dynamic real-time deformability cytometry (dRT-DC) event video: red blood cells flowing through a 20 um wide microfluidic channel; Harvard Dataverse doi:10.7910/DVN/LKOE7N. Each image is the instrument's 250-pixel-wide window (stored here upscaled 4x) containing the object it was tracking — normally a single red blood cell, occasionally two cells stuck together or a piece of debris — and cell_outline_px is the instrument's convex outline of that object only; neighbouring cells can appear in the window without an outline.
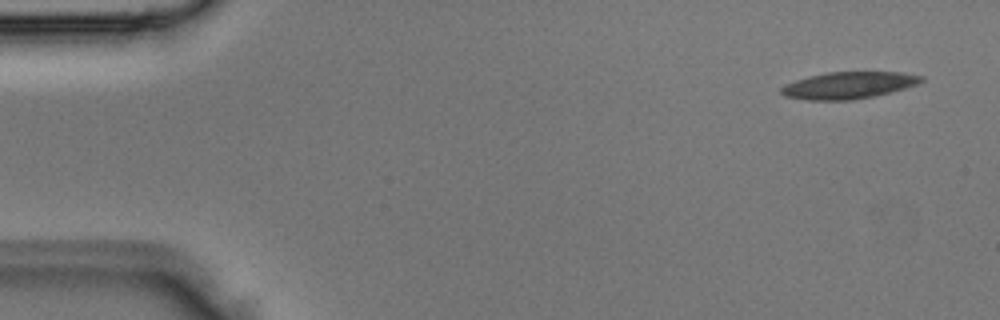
{"species": "Egyptian fruit bat (a non-hibernating species)", "species_latin": "Rousettus aegyptiacus", "temperature_condition": "room temperature", "stored_images_in_passage": 3, "camera_frame_rate_fps": 3000, "um_per_image_px": 0.085, "animal": {"sex": "male"}, "frame": {"image": 1, "passage_image": 1, "time_ms": 0.0, "image_size_px": [1000, 320], "cell_outline_px": [[924, 80], [916, 84], [904, 88], [876, 96], [852, 100], [808, 100], [784, 96], [780, 92], [780, 88], [796, 80], [808, 76], [828, 72], [900, 72], [924, 76]], "centroid_in_image_um": [72.13, 7.25], "position_along_channel_um": 12.9, "area_um2": 21.85}}